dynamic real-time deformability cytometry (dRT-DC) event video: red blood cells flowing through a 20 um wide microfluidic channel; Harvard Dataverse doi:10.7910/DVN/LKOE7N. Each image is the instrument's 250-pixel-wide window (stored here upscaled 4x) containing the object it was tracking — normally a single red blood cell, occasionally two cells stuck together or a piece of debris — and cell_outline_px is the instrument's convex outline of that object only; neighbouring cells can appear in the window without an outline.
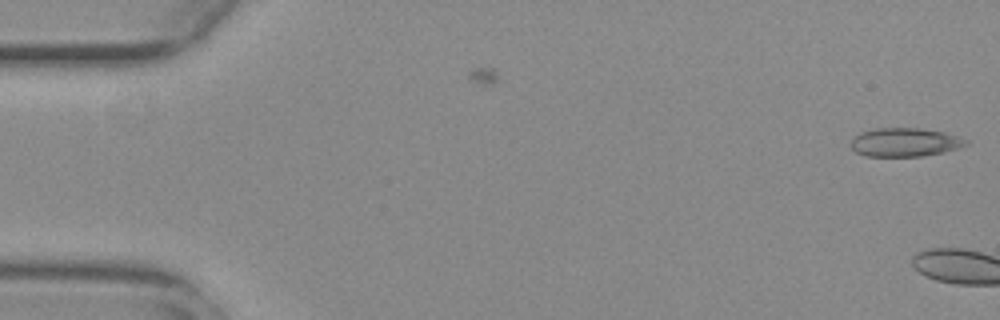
{"species": "common noctule bat (a hibernating species)", "species_latin": "Nyctalus noctula", "temperature_condition": "warm", "stored_images_in_passage": 6, "camera_frame_rate_fps": 3000, "um_per_image_px": 0.085, "animal": {"sex": "female", "body_mass_g": 29.2, "forearm_length_mm": 56.3}, "frame": {"image": 1, "passage_image": 6, "time_ms": 1.667, "image_size_px": [1000, 320], "cell_outline_px": [[968, 144], [944, 152], [920, 156], [868, 156], [856, 152], [852, 148], [852, 140], [860, 132], [876, 128], [920, 128], [944, 132], [960, 136], [968, 140]], "centroid_in_image_um": [76.94, 12.08], "position_along_channel_um": 8.1, "area_um2": 19.07}}